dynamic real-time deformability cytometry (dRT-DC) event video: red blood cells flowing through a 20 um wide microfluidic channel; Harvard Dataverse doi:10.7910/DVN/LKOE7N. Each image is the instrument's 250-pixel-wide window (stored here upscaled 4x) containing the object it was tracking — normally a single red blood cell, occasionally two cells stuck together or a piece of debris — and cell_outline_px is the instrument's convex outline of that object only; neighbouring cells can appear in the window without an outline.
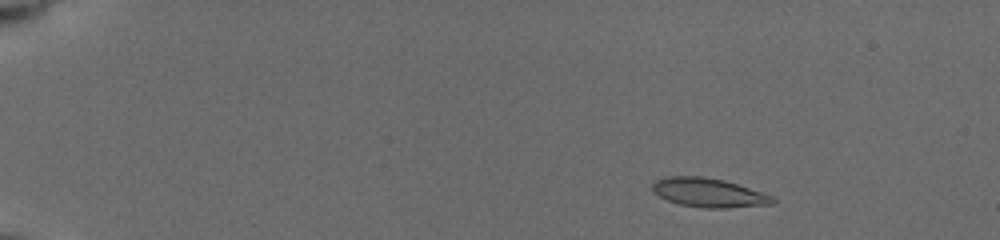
{"species": "common noctule bat (a hibernating species)", "species_latin": "Nyctalus noctula", "temperature_condition": "cold", "stored_images_in_passage": 9, "camera_frame_rate_fps": 3000, "um_per_image_px": 0.085, "animal": {"sex": "female", "body_mass_g": 19.5, "forearm_length_mm": 54.1}, "frame": {"image": 1, "passage_image": 1, "time_ms": 0.0, "image_size_px": [1000, 240], "cell_outline_px": [[776, 200], [772, 204], [728, 208], [704, 208], [680, 204], [668, 200], [652, 192], [652, 184], [656, 180], [664, 176], [704, 176], [724, 180], [772, 196]], "centroid_in_image_um": [60.2, 16.37], "position_along_channel_um": 24.8, "area_um2": 20.23}}
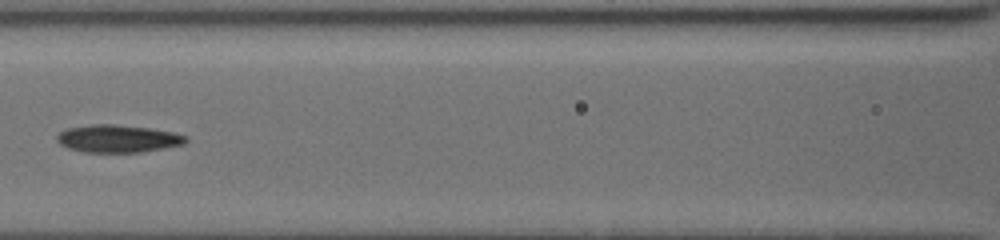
{"frame": {"image": 2, "passage_image": 8, "time_ms": 6.333, "image_size_px": [1000, 240], "cell_outline_px": [[188, 140], [184, 144], [164, 148], [140, 152], [84, 152], [68, 148], [60, 144], [56, 140], [56, 136], [64, 128], [88, 124], [116, 124], [152, 128], [172, 132], [188, 136]], "centroid_in_image_um": [9.99, 11.77], "position_along_channel_um": 156.6, "area_um2": 20.98}}
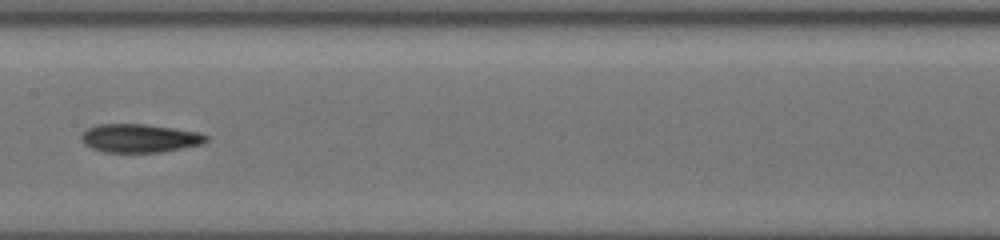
{"frame": {"image": 3, "passage_image": 9, "time_ms": 7.333, "image_size_px": [1000, 240], "cell_outline_px": [[208, 140], [204, 144], [184, 148], [160, 152], [104, 152], [92, 148], [84, 144], [80, 140], [80, 136], [88, 128], [100, 124], [144, 124], [200, 132], [208, 136]], "centroid_in_image_um": [11.89, 11.75], "position_along_channel_um": 195.5, "area_um2": 20.75}}